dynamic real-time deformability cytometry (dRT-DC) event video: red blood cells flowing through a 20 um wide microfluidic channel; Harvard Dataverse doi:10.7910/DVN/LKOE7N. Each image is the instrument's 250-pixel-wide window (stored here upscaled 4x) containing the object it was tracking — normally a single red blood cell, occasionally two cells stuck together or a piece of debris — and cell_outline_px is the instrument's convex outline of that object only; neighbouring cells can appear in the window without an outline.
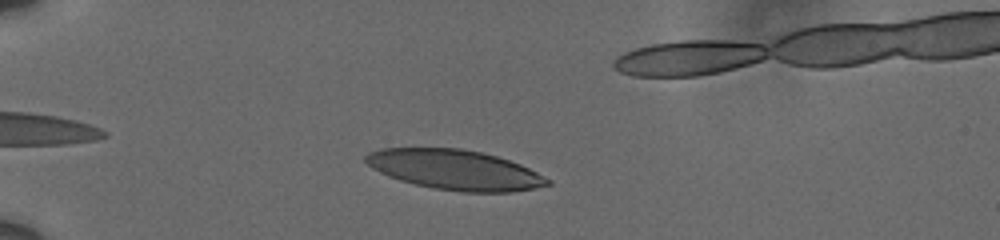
{"species": "human", "species_latin": "Homo sapiens", "temperature_condition": "cold", "stored_images_in_passage": 38, "camera_frame_rate_fps": 3000, "um_per_image_px": 0.085, "donor": {"sex": "male"}, "frame": {"image": 1, "passage_image": 2, "time_ms": 0.333, "image_size_px": [1000, 240], "cell_outline_px": [[552, 184], [512, 192], [460, 192], [432, 188], [400, 180], [388, 176], [372, 168], [364, 160], [364, 156], [368, 152], [384, 148], [460, 148], [480, 152], [496, 156], [520, 164], [552, 180]], "centroid_in_image_um": [38.65, 14.43], "position_along_channel_um": 46.3, "area_um2": 42.19}}
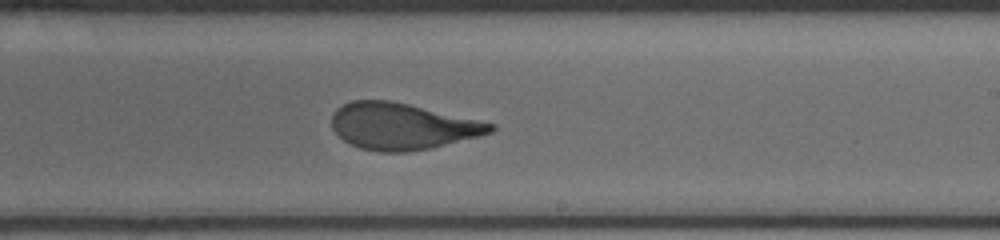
{"frame": {"image": 2, "passage_image": 23, "time_ms": 7.333, "image_size_px": [1000, 240], "cell_outline_px": [[496, 128], [492, 132], [480, 136], [432, 148], [408, 152], [376, 152], [360, 148], [344, 140], [332, 128], [332, 112], [336, 108], [352, 100], [388, 100], [408, 104], [496, 124]], "centroid_in_image_um": [34.18, 10.74], "position_along_channel_um": 254.8, "area_um2": 42.95}}
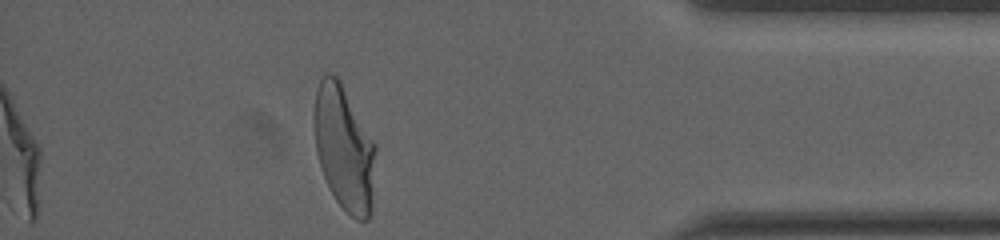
{"frame": {"image": 3, "passage_image": 38, "time_ms": 12.333, "image_size_px": [1000, 240], "cell_outline_px": [[376, 148], [372, 212], [368, 220], [356, 220], [336, 200], [328, 188], [316, 152], [312, 116], [312, 112], [316, 88], [320, 80], [328, 72], [336, 76], [340, 80], [376, 144]], "centroid_in_image_um": [29.24, 12.58], "position_along_channel_um": 406.0, "area_um2": 45.32}, "authors_computed_cell_mechanics": {"area_um2": 43.639, "velocity_mm_per_s": 3.5995, "shape_relaxation_time_tau1_ms": 5.5211, "shape_relaxation_time_tau2_ms": 1.0355, "deformation_change_tau1": 0.2257, "deformation_change_tau2": 0.0852}}